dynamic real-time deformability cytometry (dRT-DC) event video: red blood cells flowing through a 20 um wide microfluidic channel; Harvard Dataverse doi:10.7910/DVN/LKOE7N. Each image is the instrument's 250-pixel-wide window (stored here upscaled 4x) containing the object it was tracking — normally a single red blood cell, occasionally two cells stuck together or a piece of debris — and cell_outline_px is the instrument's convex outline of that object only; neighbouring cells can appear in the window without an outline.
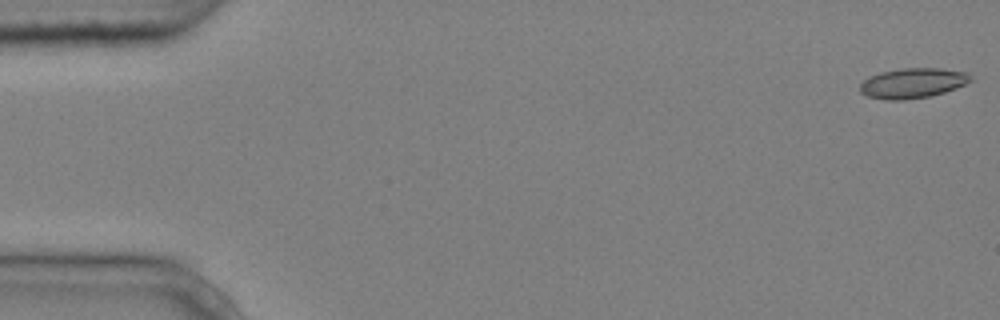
{"species": "common noctule bat (a hibernating species)", "species_latin": "Nyctalus noctula", "temperature_condition": "cold", "stored_images_in_passage": 5, "camera_frame_rate_fps": 3000, "um_per_image_px": 0.085, "animal": {"sex": "male", "body_mass_g": 20.4}, "frame": {"image": 1, "passage_image": 1, "time_ms": 0.0, "image_size_px": [1000, 320], "cell_outline_px": [[972, 80], [956, 88], [944, 92], [928, 96], [904, 100], [888, 100], [868, 96], [860, 92], [860, 84], [868, 76], [880, 72], [900, 68], [940, 68], [968, 72]], "centroid_in_image_um": [77.56, 7.05], "position_along_channel_um": 7.4, "area_um2": 19.36}}
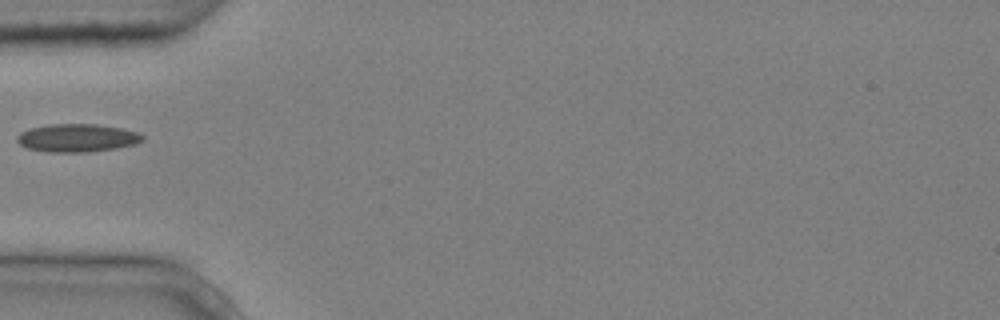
{"frame": {"image": 2, "passage_image": 5, "time_ms": 1.333, "image_size_px": [1000, 320], "cell_outline_px": [[144, 140], [136, 144], [116, 148], [88, 152], [48, 152], [28, 148], [20, 144], [16, 140], [16, 136], [20, 132], [28, 128], [48, 124], [96, 124], [120, 128], [136, 132], [144, 136]], "centroid_in_image_um": [6.53, 11.72], "position_along_channel_um": 78.5, "area_um2": 20.58}}